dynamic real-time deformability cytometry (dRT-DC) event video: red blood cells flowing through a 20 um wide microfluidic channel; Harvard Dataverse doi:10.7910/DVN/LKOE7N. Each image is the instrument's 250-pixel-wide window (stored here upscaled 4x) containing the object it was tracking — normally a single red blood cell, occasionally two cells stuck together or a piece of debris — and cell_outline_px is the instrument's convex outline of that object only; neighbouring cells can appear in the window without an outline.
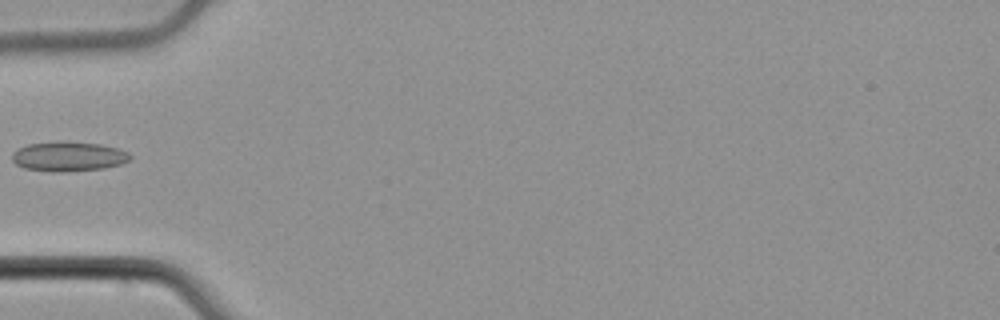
{"species": "common noctule bat (a hibernating species)", "species_latin": "Nyctalus noctula", "temperature_condition": "cold", "stored_images_in_passage": 2, "camera_frame_rate_fps": 3000, "um_per_image_px": 0.085, "animal": {"sex": "male", "body_mass_g": 21.5, "forearm_length_mm": 52.0}, "frame": {"image": 1, "passage_image": 2, "time_ms": 0.333, "image_size_px": [1000, 320], "cell_outline_px": [[132, 156], [128, 160], [120, 164], [104, 168], [64, 172], [52, 172], [24, 168], [16, 164], [12, 160], [12, 152], [16, 148], [28, 144], [56, 140], [64, 140], [100, 144], [120, 148], [128, 152]], "centroid_in_image_um": [5.79, 13.27], "position_along_channel_um": 79.2, "area_um2": 20.87}}